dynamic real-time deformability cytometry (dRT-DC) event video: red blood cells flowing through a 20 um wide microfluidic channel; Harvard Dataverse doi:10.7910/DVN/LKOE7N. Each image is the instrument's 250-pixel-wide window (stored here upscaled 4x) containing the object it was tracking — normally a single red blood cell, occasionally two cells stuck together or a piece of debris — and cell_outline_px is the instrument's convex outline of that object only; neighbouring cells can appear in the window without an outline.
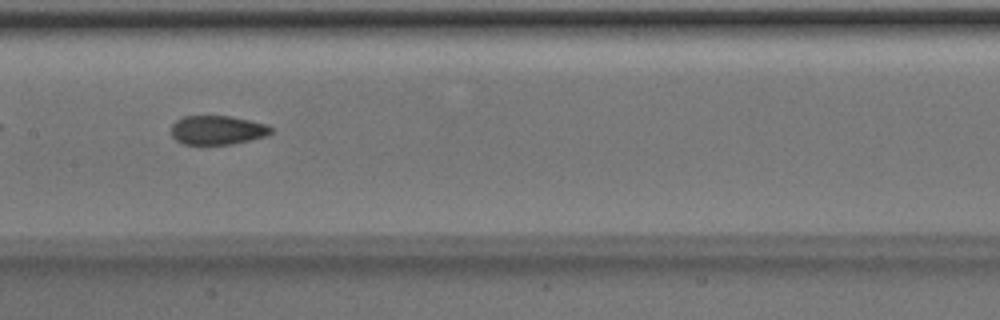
{"species": "Egyptian fruit bat (a non-hibernating species)", "species_latin": "Rousettus aegyptiacus", "temperature_condition": "room temperature", "stored_images_in_passage": 36, "camera_frame_rate_fps": 3000, "um_per_image_px": 0.085, "animal": {"sex": "male"}, "frame": {"image": 1, "passage_image": 11, "time_ms": 3.333, "image_size_px": [1000, 320], "cell_outline_px": [[272, 132], [264, 136], [232, 144], [184, 144], [176, 140], [172, 136], [172, 124], [176, 120], [184, 116], [232, 116], [268, 124], [272, 128]], "centroid_in_image_um": [18.47, 11.04], "position_along_channel_um": 188.9, "area_um2": 16.82}}
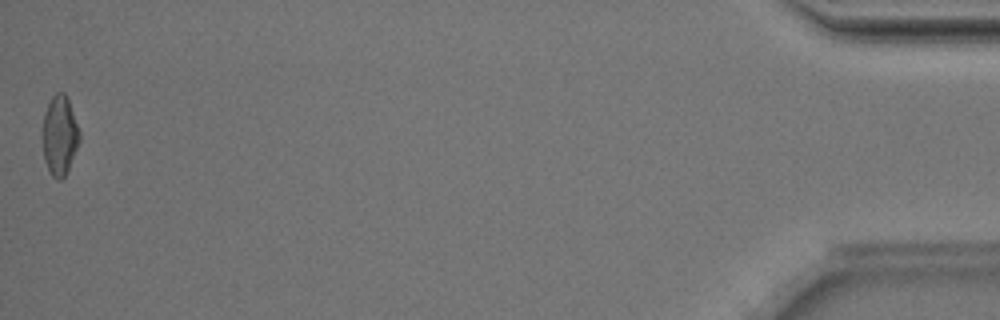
{"frame": {"image": 2, "passage_image": 36, "time_ms": 11.667, "image_size_px": [1000, 320], "cell_outline_px": [[80, 140], [68, 168], [64, 176], [60, 180], [56, 180], [52, 176], [44, 160], [40, 136], [44, 112], [52, 96], [56, 92], [64, 92], [68, 100], [80, 132]], "centroid_in_image_um": [5.02, 11.51], "position_along_channel_um": 430.2, "area_um2": 17.34}, "authors_computed_cell_mechanics": {"area_um2": 17.1666, "velocity_mm_per_s": 4.0343, "shape_relaxation_time_tau1_ms": 4.5073, "shape_relaxation_time_tau2_ms": 2.0255, "deformation_change_tau1": 0.1514, "deformation_change_tau2": 0.092}}